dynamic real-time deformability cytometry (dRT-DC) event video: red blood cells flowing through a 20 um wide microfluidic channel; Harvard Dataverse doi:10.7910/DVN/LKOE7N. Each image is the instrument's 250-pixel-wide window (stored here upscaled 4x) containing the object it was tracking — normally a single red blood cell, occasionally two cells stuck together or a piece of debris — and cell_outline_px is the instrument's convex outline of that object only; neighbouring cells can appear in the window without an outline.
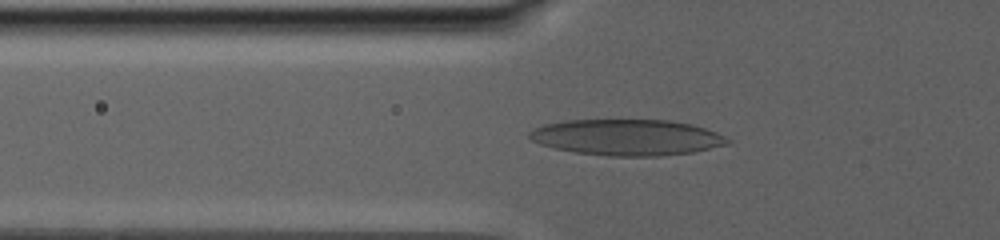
{"species": "human", "species_latin": "Homo sapiens", "temperature_condition": "warm", "stored_images_in_passage": 48, "camera_frame_rate_fps": 3000, "um_per_image_px": 0.085, "donor": {"sex": "male"}, "frame": {"image": 1, "passage_image": 20, "time_ms": 10.333, "image_size_px": [1000, 240], "cell_outline_px": [[732, 140], [728, 144], [692, 152], [660, 156], [608, 156], [576, 152], [556, 148], [540, 144], [532, 140], [528, 136], [528, 132], [544, 124], [564, 120], [668, 120], [692, 124], [716, 132]], "centroid_in_image_um": [53.29, 11.67], "position_along_channel_um": 72.5, "area_um2": 41.5}}
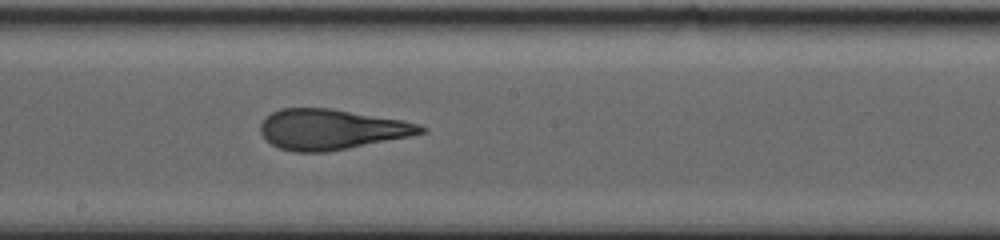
{"frame": {"image": 2, "passage_image": 28, "time_ms": 16.0, "image_size_px": [1000, 240], "cell_outline_px": [[428, 132], [412, 136], [348, 148], [324, 152], [296, 152], [280, 148], [272, 144], [260, 132], [260, 124], [272, 112], [280, 108], [328, 108], [404, 120], [420, 124], [428, 128]], "centroid_in_image_um": [28.22, 10.99], "position_along_channel_um": 220.0, "area_um2": 37.63}}
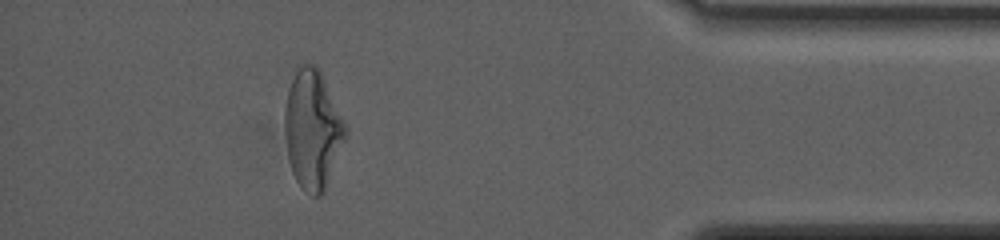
{"frame": {"image": 3, "passage_image": 45, "time_ms": 24.333, "image_size_px": [1000, 240], "cell_outline_px": [[348, 132], [324, 192], [320, 196], [312, 196], [304, 192], [300, 188], [292, 172], [288, 156], [284, 128], [284, 108], [288, 92], [296, 64], [316, 64], [348, 128]], "centroid_in_image_um": [26.56, 11.01], "position_along_channel_um": 408.6, "area_um2": 42.14}, "authors_computed_cell_mechanics": {"area_um2": 40.1132, "velocity_mm_per_s": 2.6651, "shape_relaxation_time_tau1_ms": null, "shape_relaxation_time_tau2_ms": 1.7386, "deformation_change_tau1": null, "deformation_change_tau2": 0.1132}}